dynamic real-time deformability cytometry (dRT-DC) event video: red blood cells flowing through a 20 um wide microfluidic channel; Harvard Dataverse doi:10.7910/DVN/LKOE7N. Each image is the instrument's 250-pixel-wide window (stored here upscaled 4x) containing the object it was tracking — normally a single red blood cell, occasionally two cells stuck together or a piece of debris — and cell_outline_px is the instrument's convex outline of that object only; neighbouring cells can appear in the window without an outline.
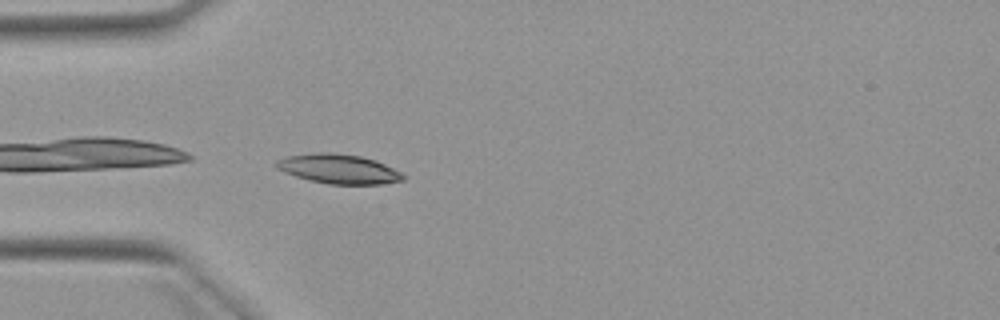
{"species": "Egyptian fruit bat (a non-hibernating species)", "species_latin": "Rousettus aegyptiacus", "temperature_condition": "warm", "stored_images_in_passage": 1, "camera_frame_rate_fps": 3000, "um_per_image_px": 0.085, "animal": {"sex": "female"}, "frame": {"image": 1, "passage_image": 1, "time_ms": 0.0, "image_size_px": [1000, 320], "cell_outline_px": [[404, 180], [380, 184], [328, 184], [308, 180], [284, 172], [276, 168], [272, 164], [276, 160], [288, 156], [320, 152], [324, 152], [360, 156], [376, 160], [400, 172], [404, 176]], "centroid_in_image_um": [28.74, 14.36], "position_along_channel_um": 56.3, "area_um2": 21.62}}